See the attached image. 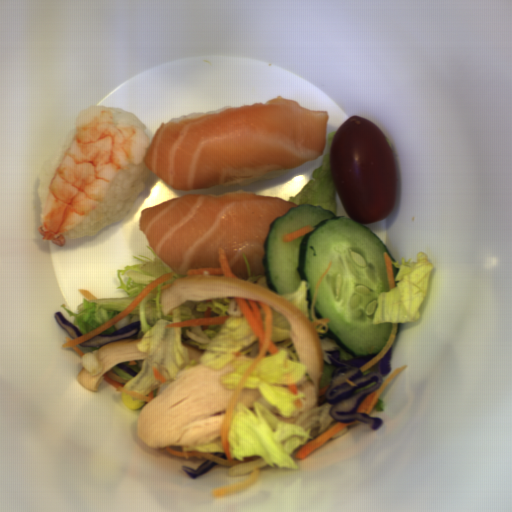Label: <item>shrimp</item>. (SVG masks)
<instances>
[{
    "instance_id": "shrimp-1",
    "label": "shrimp",
    "mask_w": 512,
    "mask_h": 512,
    "mask_svg": "<svg viewBox=\"0 0 512 512\" xmlns=\"http://www.w3.org/2000/svg\"><path fill=\"white\" fill-rule=\"evenodd\" d=\"M152 141L134 124H117L108 108H82L74 139L50 181L40 237L64 246V233L101 202L112 182L133 165L145 163Z\"/></svg>"
}]
</instances>
